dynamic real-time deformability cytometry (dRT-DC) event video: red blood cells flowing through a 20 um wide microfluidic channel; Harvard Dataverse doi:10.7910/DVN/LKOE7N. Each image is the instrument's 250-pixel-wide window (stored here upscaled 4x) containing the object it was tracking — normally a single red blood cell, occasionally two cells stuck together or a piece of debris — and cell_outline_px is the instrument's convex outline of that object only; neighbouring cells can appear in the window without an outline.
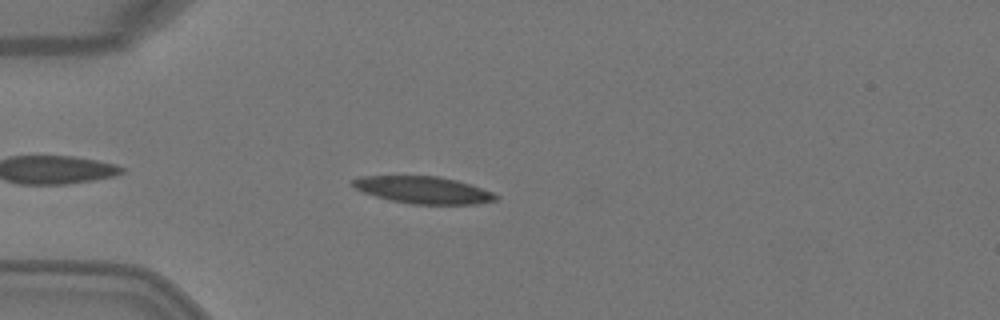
{"species": "Egyptian fruit bat (a non-hibernating species)", "species_latin": "Rousettus aegyptiacus", "temperature_condition": "warm", "stored_images_in_passage": 4, "camera_frame_rate_fps": 3000, "um_per_image_px": 0.085, "animal": {"sex": "female"}, "frame": {"image": 1, "passage_image": 4, "time_ms": 1.0, "image_size_px": [1000, 320], "cell_outline_px": [[500, 196], [496, 200], [476, 204], [412, 204], [392, 200], [376, 196], [364, 192], [356, 188], [352, 184], [352, 180], [360, 176], [436, 176], [456, 180], [492, 192]], "centroid_in_image_um": [35.98, 16.15], "position_along_channel_um": 49.0, "area_um2": 22.25}}